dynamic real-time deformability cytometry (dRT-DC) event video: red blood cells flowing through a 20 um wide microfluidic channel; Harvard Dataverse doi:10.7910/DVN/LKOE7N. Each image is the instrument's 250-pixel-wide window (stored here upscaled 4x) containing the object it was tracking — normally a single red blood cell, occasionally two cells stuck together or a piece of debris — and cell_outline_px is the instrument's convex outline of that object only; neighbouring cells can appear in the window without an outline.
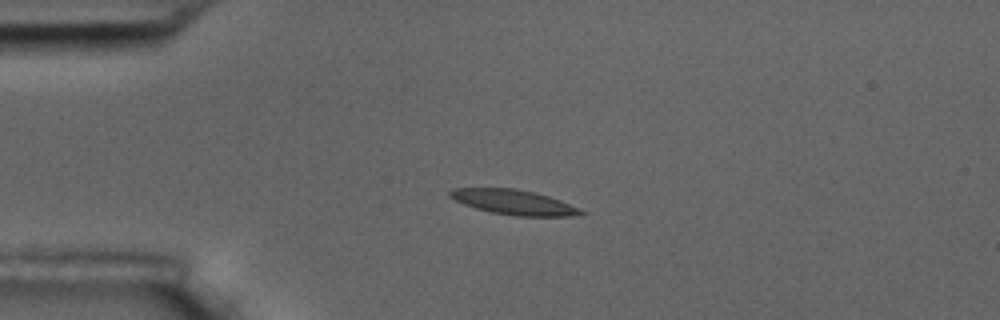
{"species": "common noctule bat (a hibernating species)", "species_latin": "Nyctalus noctula", "temperature_condition": "room temperature", "stored_images_in_passage": 4, "camera_frame_rate_fps": 3000, "um_per_image_px": 0.085, "animal": {"sex": "male", "body_mass_g": 17.5, "forearm_length_mm": 52.3}, "frame": {"image": 1, "passage_image": 3, "time_ms": 2.333, "image_size_px": [1000, 320], "cell_outline_px": [[588, 212], [568, 216], [516, 216], [492, 212], [476, 208], [464, 204], [448, 196], [448, 192], [452, 188], [516, 188], [536, 192], [560, 200], [580, 208]], "centroid_in_image_um": [43.67, 17.17], "position_along_channel_um": 41.3, "area_um2": 18.96}}